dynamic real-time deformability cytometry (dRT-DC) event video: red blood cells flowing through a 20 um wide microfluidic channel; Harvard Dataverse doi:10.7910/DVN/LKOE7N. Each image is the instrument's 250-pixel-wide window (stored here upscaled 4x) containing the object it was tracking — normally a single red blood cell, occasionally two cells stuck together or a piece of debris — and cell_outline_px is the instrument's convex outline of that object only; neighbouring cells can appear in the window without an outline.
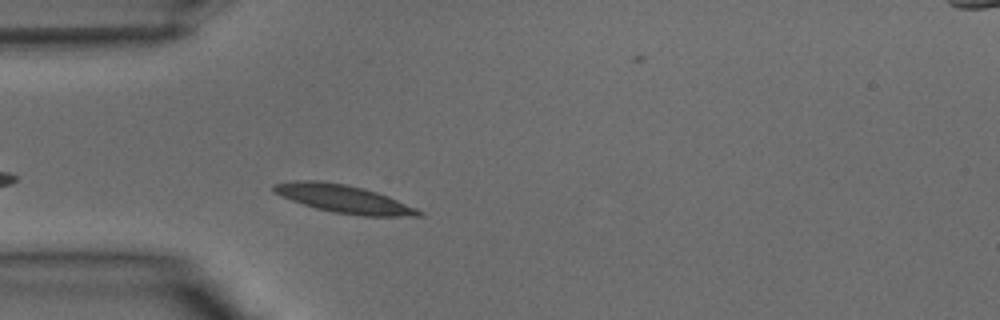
{"species": "common noctule bat (a hibernating species)", "species_latin": "Nyctalus noctula", "temperature_condition": "warm", "stored_images_in_passage": 8, "camera_frame_rate_fps": 3000, "um_per_image_px": 0.085, "animal": {"sex": "male", "body_mass_g": 15.6}, "frame": {"image": 1, "passage_image": 3, "time_ms": 0.667, "image_size_px": [1000, 320], "cell_outline_px": [[424, 216], [364, 216], [332, 212], [316, 208], [280, 196], [272, 192], [272, 184], [292, 180], [320, 180], [344, 184], [364, 188], [388, 196], [416, 208], [424, 212]], "centroid_in_image_um": [29.18, 16.89], "position_along_channel_um": 55.8, "area_um2": 23.7}}